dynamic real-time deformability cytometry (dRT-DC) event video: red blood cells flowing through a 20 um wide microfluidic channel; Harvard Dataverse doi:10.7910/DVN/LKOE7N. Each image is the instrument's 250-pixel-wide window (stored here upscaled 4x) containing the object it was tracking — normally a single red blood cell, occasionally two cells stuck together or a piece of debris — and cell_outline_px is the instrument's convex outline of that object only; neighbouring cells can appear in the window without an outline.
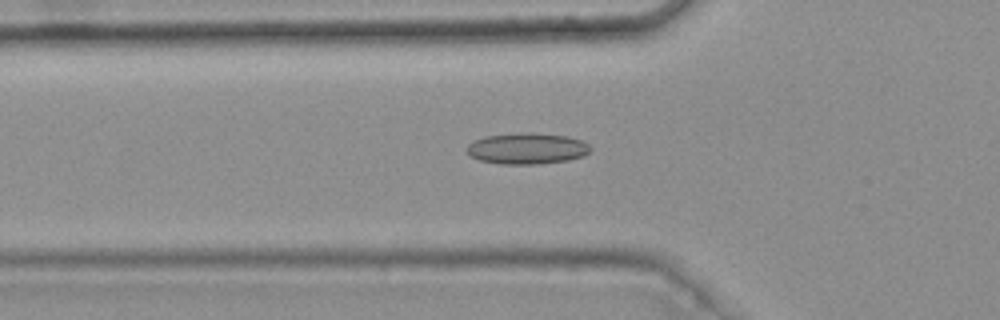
{"species": "common noctule bat (a hibernating species)", "species_latin": "Nyctalus noctula", "temperature_condition": "warm", "stored_images_in_passage": 48, "camera_frame_rate_fps": 3000, "um_per_image_px": 0.085, "animal": {"sex": "female", "body_mass_g": 25.1}, "frame": {"image": 1, "passage_image": 19, "time_ms": 6.0, "image_size_px": [1000, 320], "cell_outline_px": [[592, 148], [584, 156], [568, 160], [540, 164], [500, 164], [480, 160], [468, 156], [468, 144], [484, 136], [516, 132], [532, 132], [568, 136], [580, 140], [588, 144]], "centroid_in_image_um": [44.8, 12.61], "position_along_channel_um": 81.0, "area_um2": 22.66}}
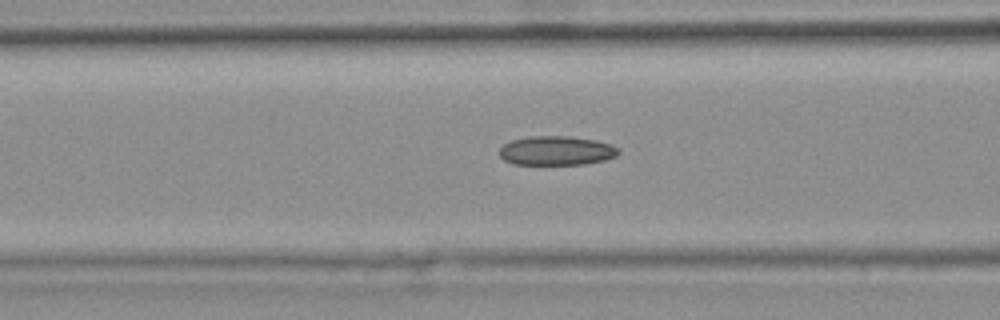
{"frame": {"image": 2, "passage_image": 22, "time_ms": 7.0, "image_size_px": [1000, 320], "cell_outline_px": [[620, 152], [616, 156], [604, 160], [584, 164], [512, 164], [504, 160], [500, 156], [500, 148], [504, 144], [512, 140], [532, 136], [572, 136], [596, 140], [620, 148]], "centroid_in_image_um": [47.31, 12.8], "position_along_channel_um": 119.3, "area_um2": 20.23}}
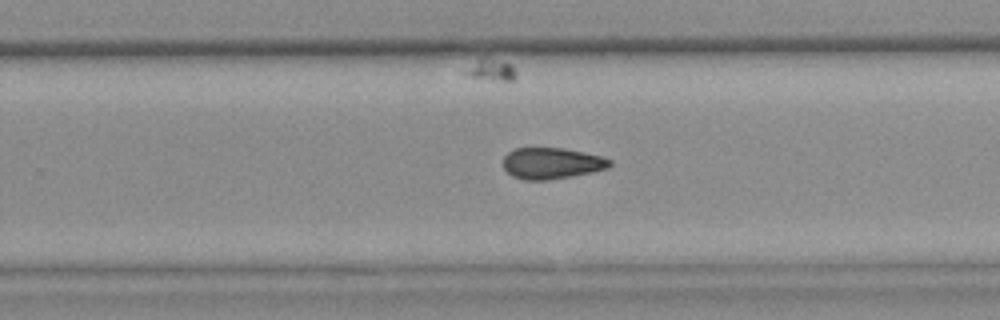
{"frame": {"image": 3, "passage_image": 35, "time_ms": 11.333, "image_size_px": [1000, 320], "cell_outline_px": [[612, 164], [608, 168], [592, 172], [544, 180], [524, 180], [512, 176], [504, 168], [504, 156], [508, 152], [516, 148], [564, 148], [584, 152], [600, 156], [612, 160]], "centroid_in_image_um": [46.89, 13.87], "position_along_channel_um": 282.9, "area_um2": 19.25}, "authors_computed_cell_mechanics": {"area_um2": 20.1722, "velocity_mm_per_s": 3.7886, "shape_relaxation_time_tau1_ms": null, "shape_relaxation_time_tau2_ms": 8.4008, "deformation_change_tau1": null, "deformation_change_tau2": 0.18}}